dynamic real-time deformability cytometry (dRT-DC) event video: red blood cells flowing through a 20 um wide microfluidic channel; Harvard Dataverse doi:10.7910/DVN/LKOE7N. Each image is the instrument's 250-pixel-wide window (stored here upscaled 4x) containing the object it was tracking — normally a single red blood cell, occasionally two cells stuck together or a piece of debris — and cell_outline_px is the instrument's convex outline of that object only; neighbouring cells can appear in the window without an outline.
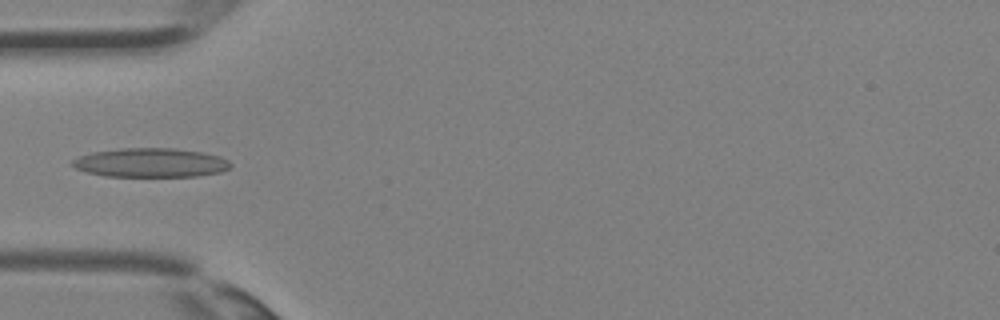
{"species": "Egyptian fruit bat (a non-hibernating species)", "species_latin": "Rousettus aegyptiacus", "temperature_condition": "room temperature", "stored_images_in_passage": 36, "camera_frame_rate_fps": 3000, "um_per_image_px": 0.085, "animal": {"sex": "female"}, "frame": {"image": 1, "passage_image": 12, "time_ms": 3.667, "image_size_px": [1000, 320], "cell_outline_px": [[232, 164], [228, 168], [220, 172], [196, 176], [104, 176], [88, 172], [76, 168], [72, 164], [72, 160], [80, 156], [92, 152], [120, 148], [176, 148], [200, 152], [220, 156], [228, 160]], "centroid_in_image_um": [12.81, 13.82], "position_along_channel_um": 72.2, "area_um2": 26.65}}
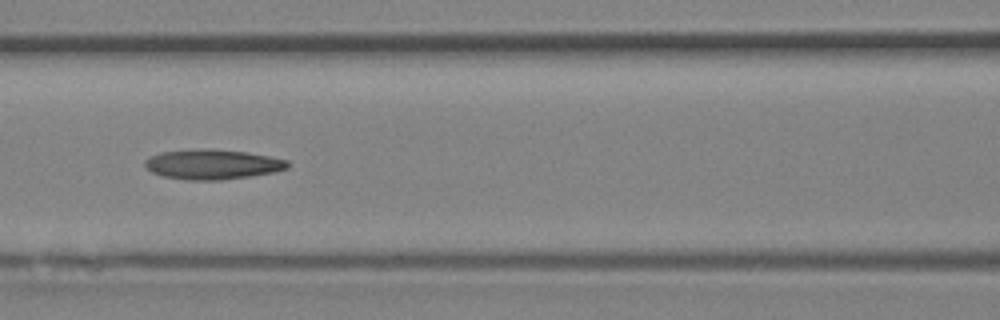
{"frame": {"image": 2, "passage_image": 16, "time_ms": 5.0, "image_size_px": [1000, 320], "cell_outline_px": [[288, 168], [272, 172], [252, 176], [220, 180], [188, 180], [164, 176], [152, 172], [144, 164], [144, 160], [148, 156], [160, 152], [208, 148], [248, 152], [288, 160]], "centroid_in_image_um": [18.05, 13.96], "position_along_channel_um": 148.6, "area_um2": 24.85}}
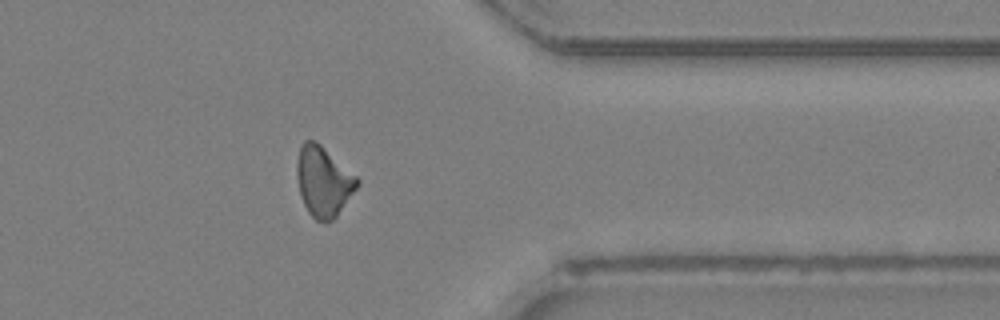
{"frame": {"image": 3, "passage_image": 29, "time_ms": 9.333, "image_size_px": [1000, 320], "cell_outline_px": [[360, 184], [336, 216], [332, 220], [324, 224], [316, 220], [308, 212], [300, 196], [296, 176], [296, 164], [300, 144], [304, 140], [312, 140], [320, 144], [356, 176], [360, 180]], "centroid_in_image_um": [27.47, 15.43], "position_along_channel_um": 383.9, "area_um2": 24.68}}